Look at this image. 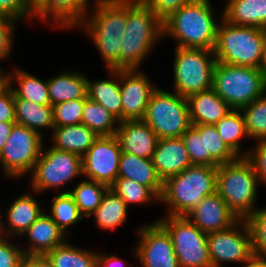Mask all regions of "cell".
<instances>
[{"label": "cell", "mask_w": 266, "mask_h": 267, "mask_svg": "<svg viewBox=\"0 0 266 267\" xmlns=\"http://www.w3.org/2000/svg\"><path fill=\"white\" fill-rule=\"evenodd\" d=\"M77 28L92 39L106 69L121 70V49L127 23V0H94Z\"/></svg>", "instance_id": "obj_1"}, {"label": "cell", "mask_w": 266, "mask_h": 267, "mask_svg": "<svg viewBox=\"0 0 266 267\" xmlns=\"http://www.w3.org/2000/svg\"><path fill=\"white\" fill-rule=\"evenodd\" d=\"M210 0H195L163 21V38H173L176 47L213 50L220 19ZM216 18V19H215Z\"/></svg>", "instance_id": "obj_2"}, {"label": "cell", "mask_w": 266, "mask_h": 267, "mask_svg": "<svg viewBox=\"0 0 266 267\" xmlns=\"http://www.w3.org/2000/svg\"><path fill=\"white\" fill-rule=\"evenodd\" d=\"M163 39V22L142 0H127V23L121 49V70L139 69L155 42Z\"/></svg>", "instance_id": "obj_3"}, {"label": "cell", "mask_w": 266, "mask_h": 267, "mask_svg": "<svg viewBox=\"0 0 266 267\" xmlns=\"http://www.w3.org/2000/svg\"><path fill=\"white\" fill-rule=\"evenodd\" d=\"M217 191V167L190 165L163 183L159 203L171 216H186L204 197Z\"/></svg>", "instance_id": "obj_4"}, {"label": "cell", "mask_w": 266, "mask_h": 267, "mask_svg": "<svg viewBox=\"0 0 266 267\" xmlns=\"http://www.w3.org/2000/svg\"><path fill=\"white\" fill-rule=\"evenodd\" d=\"M265 37L263 28L229 24L222 18L213 49L215 59L228 65L260 69Z\"/></svg>", "instance_id": "obj_5"}, {"label": "cell", "mask_w": 266, "mask_h": 267, "mask_svg": "<svg viewBox=\"0 0 266 267\" xmlns=\"http://www.w3.org/2000/svg\"><path fill=\"white\" fill-rule=\"evenodd\" d=\"M259 181L245 158L217 167V192L238 219H247L257 208Z\"/></svg>", "instance_id": "obj_6"}, {"label": "cell", "mask_w": 266, "mask_h": 267, "mask_svg": "<svg viewBox=\"0 0 266 267\" xmlns=\"http://www.w3.org/2000/svg\"><path fill=\"white\" fill-rule=\"evenodd\" d=\"M212 88L232 109L240 110L266 92V75L259 68L216 62Z\"/></svg>", "instance_id": "obj_7"}, {"label": "cell", "mask_w": 266, "mask_h": 267, "mask_svg": "<svg viewBox=\"0 0 266 267\" xmlns=\"http://www.w3.org/2000/svg\"><path fill=\"white\" fill-rule=\"evenodd\" d=\"M173 91L188 98L213 87V71L217 60L213 50L175 47Z\"/></svg>", "instance_id": "obj_8"}, {"label": "cell", "mask_w": 266, "mask_h": 267, "mask_svg": "<svg viewBox=\"0 0 266 267\" xmlns=\"http://www.w3.org/2000/svg\"><path fill=\"white\" fill-rule=\"evenodd\" d=\"M143 120L159 139L181 137L192 126L187 98L160 87L153 91Z\"/></svg>", "instance_id": "obj_9"}, {"label": "cell", "mask_w": 266, "mask_h": 267, "mask_svg": "<svg viewBox=\"0 0 266 267\" xmlns=\"http://www.w3.org/2000/svg\"><path fill=\"white\" fill-rule=\"evenodd\" d=\"M157 222L171 237L179 267H212L207 234L187 216L166 215Z\"/></svg>", "instance_id": "obj_10"}, {"label": "cell", "mask_w": 266, "mask_h": 267, "mask_svg": "<svg viewBox=\"0 0 266 267\" xmlns=\"http://www.w3.org/2000/svg\"><path fill=\"white\" fill-rule=\"evenodd\" d=\"M32 174V175H31ZM82 175V157L76 153L57 150L43 146L40 157L34 165L31 178V189L35 194L57 189L67 182Z\"/></svg>", "instance_id": "obj_11"}, {"label": "cell", "mask_w": 266, "mask_h": 267, "mask_svg": "<svg viewBox=\"0 0 266 267\" xmlns=\"http://www.w3.org/2000/svg\"><path fill=\"white\" fill-rule=\"evenodd\" d=\"M43 139V135L38 132L15 123L0 152V163L5 177L19 179L30 174L45 146Z\"/></svg>", "instance_id": "obj_12"}, {"label": "cell", "mask_w": 266, "mask_h": 267, "mask_svg": "<svg viewBox=\"0 0 266 267\" xmlns=\"http://www.w3.org/2000/svg\"><path fill=\"white\" fill-rule=\"evenodd\" d=\"M208 254L212 267L240 263L252 255V234L246 219H239L225 230L207 234Z\"/></svg>", "instance_id": "obj_13"}, {"label": "cell", "mask_w": 266, "mask_h": 267, "mask_svg": "<svg viewBox=\"0 0 266 267\" xmlns=\"http://www.w3.org/2000/svg\"><path fill=\"white\" fill-rule=\"evenodd\" d=\"M121 154L115 135L99 136L82 156V177L110 187L118 177Z\"/></svg>", "instance_id": "obj_14"}, {"label": "cell", "mask_w": 266, "mask_h": 267, "mask_svg": "<svg viewBox=\"0 0 266 267\" xmlns=\"http://www.w3.org/2000/svg\"><path fill=\"white\" fill-rule=\"evenodd\" d=\"M137 233L133 252L143 267H179L171 237L157 221L143 224Z\"/></svg>", "instance_id": "obj_15"}, {"label": "cell", "mask_w": 266, "mask_h": 267, "mask_svg": "<svg viewBox=\"0 0 266 267\" xmlns=\"http://www.w3.org/2000/svg\"><path fill=\"white\" fill-rule=\"evenodd\" d=\"M140 69L119 70L122 121L142 120L157 86Z\"/></svg>", "instance_id": "obj_16"}, {"label": "cell", "mask_w": 266, "mask_h": 267, "mask_svg": "<svg viewBox=\"0 0 266 267\" xmlns=\"http://www.w3.org/2000/svg\"><path fill=\"white\" fill-rule=\"evenodd\" d=\"M186 216L206 234L228 229L239 220L217 191L204 197Z\"/></svg>", "instance_id": "obj_17"}, {"label": "cell", "mask_w": 266, "mask_h": 267, "mask_svg": "<svg viewBox=\"0 0 266 267\" xmlns=\"http://www.w3.org/2000/svg\"><path fill=\"white\" fill-rule=\"evenodd\" d=\"M90 0H45L34 13L36 20L52 23L56 29H73L78 26L88 11Z\"/></svg>", "instance_id": "obj_18"}, {"label": "cell", "mask_w": 266, "mask_h": 267, "mask_svg": "<svg viewBox=\"0 0 266 267\" xmlns=\"http://www.w3.org/2000/svg\"><path fill=\"white\" fill-rule=\"evenodd\" d=\"M115 136L122 152L147 159H152L159 140L143 119L119 122Z\"/></svg>", "instance_id": "obj_19"}, {"label": "cell", "mask_w": 266, "mask_h": 267, "mask_svg": "<svg viewBox=\"0 0 266 267\" xmlns=\"http://www.w3.org/2000/svg\"><path fill=\"white\" fill-rule=\"evenodd\" d=\"M38 200L30 193L15 198L6 210V223L0 217V235L21 237L22 234L44 212ZM5 224V225H4Z\"/></svg>", "instance_id": "obj_20"}, {"label": "cell", "mask_w": 266, "mask_h": 267, "mask_svg": "<svg viewBox=\"0 0 266 267\" xmlns=\"http://www.w3.org/2000/svg\"><path fill=\"white\" fill-rule=\"evenodd\" d=\"M152 162L163 183L192 165L181 137L159 139Z\"/></svg>", "instance_id": "obj_21"}, {"label": "cell", "mask_w": 266, "mask_h": 267, "mask_svg": "<svg viewBox=\"0 0 266 267\" xmlns=\"http://www.w3.org/2000/svg\"><path fill=\"white\" fill-rule=\"evenodd\" d=\"M24 235H27L29 240L27 248L22 247L25 255H46L69 238L46 210L22 234Z\"/></svg>", "instance_id": "obj_22"}, {"label": "cell", "mask_w": 266, "mask_h": 267, "mask_svg": "<svg viewBox=\"0 0 266 267\" xmlns=\"http://www.w3.org/2000/svg\"><path fill=\"white\" fill-rule=\"evenodd\" d=\"M187 100L192 125H215L233 110L213 88L192 94Z\"/></svg>", "instance_id": "obj_23"}, {"label": "cell", "mask_w": 266, "mask_h": 267, "mask_svg": "<svg viewBox=\"0 0 266 267\" xmlns=\"http://www.w3.org/2000/svg\"><path fill=\"white\" fill-rule=\"evenodd\" d=\"M118 177L136 181L149 187L159 198L163 192V182L159 178L152 159L122 152Z\"/></svg>", "instance_id": "obj_24"}, {"label": "cell", "mask_w": 266, "mask_h": 267, "mask_svg": "<svg viewBox=\"0 0 266 267\" xmlns=\"http://www.w3.org/2000/svg\"><path fill=\"white\" fill-rule=\"evenodd\" d=\"M112 79L94 80L87 77V97L105 107L119 122H122V99L119 70L108 69Z\"/></svg>", "instance_id": "obj_25"}, {"label": "cell", "mask_w": 266, "mask_h": 267, "mask_svg": "<svg viewBox=\"0 0 266 267\" xmlns=\"http://www.w3.org/2000/svg\"><path fill=\"white\" fill-rule=\"evenodd\" d=\"M47 84L51 106L87 97V76L82 72L63 71L53 78H48Z\"/></svg>", "instance_id": "obj_26"}, {"label": "cell", "mask_w": 266, "mask_h": 267, "mask_svg": "<svg viewBox=\"0 0 266 267\" xmlns=\"http://www.w3.org/2000/svg\"><path fill=\"white\" fill-rule=\"evenodd\" d=\"M229 24L266 28V0H227L222 12Z\"/></svg>", "instance_id": "obj_27"}, {"label": "cell", "mask_w": 266, "mask_h": 267, "mask_svg": "<svg viewBox=\"0 0 266 267\" xmlns=\"http://www.w3.org/2000/svg\"><path fill=\"white\" fill-rule=\"evenodd\" d=\"M52 131L50 135L52 140L51 147L61 151L76 153L81 157L99 137L82 123L54 127Z\"/></svg>", "instance_id": "obj_28"}, {"label": "cell", "mask_w": 266, "mask_h": 267, "mask_svg": "<svg viewBox=\"0 0 266 267\" xmlns=\"http://www.w3.org/2000/svg\"><path fill=\"white\" fill-rule=\"evenodd\" d=\"M12 70V74L8 73V84L13 90L14 98L25 99L40 105H50L47 79H39L17 66ZM15 83L19 88L14 87Z\"/></svg>", "instance_id": "obj_29"}, {"label": "cell", "mask_w": 266, "mask_h": 267, "mask_svg": "<svg viewBox=\"0 0 266 267\" xmlns=\"http://www.w3.org/2000/svg\"><path fill=\"white\" fill-rule=\"evenodd\" d=\"M14 107L17 124L26 126L43 136L44 129L51 131L54 129L53 106L40 105L25 99L14 98Z\"/></svg>", "instance_id": "obj_30"}, {"label": "cell", "mask_w": 266, "mask_h": 267, "mask_svg": "<svg viewBox=\"0 0 266 267\" xmlns=\"http://www.w3.org/2000/svg\"><path fill=\"white\" fill-rule=\"evenodd\" d=\"M127 212V204L118 194L108 188L103 195L101 204L90 216H94L99 229L113 232L126 222Z\"/></svg>", "instance_id": "obj_31"}, {"label": "cell", "mask_w": 266, "mask_h": 267, "mask_svg": "<svg viewBox=\"0 0 266 267\" xmlns=\"http://www.w3.org/2000/svg\"><path fill=\"white\" fill-rule=\"evenodd\" d=\"M203 136L205 144V166L219 165L236 161L239 157L223 142L215 125H193Z\"/></svg>", "instance_id": "obj_32"}, {"label": "cell", "mask_w": 266, "mask_h": 267, "mask_svg": "<svg viewBox=\"0 0 266 267\" xmlns=\"http://www.w3.org/2000/svg\"><path fill=\"white\" fill-rule=\"evenodd\" d=\"M97 254L72 245L68 240L50 250L46 256L54 267H97Z\"/></svg>", "instance_id": "obj_33"}, {"label": "cell", "mask_w": 266, "mask_h": 267, "mask_svg": "<svg viewBox=\"0 0 266 267\" xmlns=\"http://www.w3.org/2000/svg\"><path fill=\"white\" fill-rule=\"evenodd\" d=\"M81 123L97 136H113L118 128L119 120L105 107L86 97Z\"/></svg>", "instance_id": "obj_34"}, {"label": "cell", "mask_w": 266, "mask_h": 267, "mask_svg": "<svg viewBox=\"0 0 266 267\" xmlns=\"http://www.w3.org/2000/svg\"><path fill=\"white\" fill-rule=\"evenodd\" d=\"M219 136L223 142L238 156L245 157L242 151V139L248 138L245 120L241 110H232L215 124ZM241 139V140H240Z\"/></svg>", "instance_id": "obj_35"}, {"label": "cell", "mask_w": 266, "mask_h": 267, "mask_svg": "<svg viewBox=\"0 0 266 267\" xmlns=\"http://www.w3.org/2000/svg\"><path fill=\"white\" fill-rule=\"evenodd\" d=\"M109 187L103 183L84 179L76 184L73 189H62L63 193H69L77 204L80 213L89 217L101 204L103 195Z\"/></svg>", "instance_id": "obj_36"}, {"label": "cell", "mask_w": 266, "mask_h": 267, "mask_svg": "<svg viewBox=\"0 0 266 267\" xmlns=\"http://www.w3.org/2000/svg\"><path fill=\"white\" fill-rule=\"evenodd\" d=\"M52 201L48 215L69 236L68 227L77 224L84 216L69 193L57 192Z\"/></svg>", "instance_id": "obj_37"}, {"label": "cell", "mask_w": 266, "mask_h": 267, "mask_svg": "<svg viewBox=\"0 0 266 267\" xmlns=\"http://www.w3.org/2000/svg\"><path fill=\"white\" fill-rule=\"evenodd\" d=\"M109 188L121 197L128 208L130 204L160 202V198L149 187L131 179L117 177Z\"/></svg>", "instance_id": "obj_38"}, {"label": "cell", "mask_w": 266, "mask_h": 267, "mask_svg": "<svg viewBox=\"0 0 266 267\" xmlns=\"http://www.w3.org/2000/svg\"><path fill=\"white\" fill-rule=\"evenodd\" d=\"M240 110L245 120L248 139L266 140V92Z\"/></svg>", "instance_id": "obj_39"}, {"label": "cell", "mask_w": 266, "mask_h": 267, "mask_svg": "<svg viewBox=\"0 0 266 267\" xmlns=\"http://www.w3.org/2000/svg\"><path fill=\"white\" fill-rule=\"evenodd\" d=\"M246 221L252 234L253 255L266 257V206L257 208Z\"/></svg>", "instance_id": "obj_40"}, {"label": "cell", "mask_w": 266, "mask_h": 267, "mask_svg": "<svg viewBox=\"0 0 266 267\" xmlns=\"http://www.w3.org/2000/svg\"><path fill=\"white\" fill-rule=\"evenodd\" d=\"M85 99H76L53 106L55 127L71 126L81 123Z\"/></svg>", "instance_id": "obj_41"}, {"label": "cell", "mask_w": 266, "mask_h": 267, "mask_svg": "<svg viewBox=\"0 0 266 267\" xmlns=\"http://www.w3.org/2000/svg\"><path fill=\"white\" fill-rule=\"evenodd\" d=\"M181 138L192 165L205 166L204 136L192 125Z\"/></svg>", "instance_id": "obj_42"}, {"label": "cell", "mask_w": 266, "mask_h": 267, "mask_svg": "<svg viewBox=\"0 0 266 267\" xmlns=\"http://www.w3.org/2000/svg\"><path fill=\"white\" fill-rule=\"evenodd\" d=\"M35 10L28 0H0V16H6L15 20H34Z\"/></svg>", "instance_id": "obj_43"}, {"label": "cell", "mask_w": 266, "mask_h": 267, "mask_svg": "<svg viewBox=\"0 0 266 267\" xmlns=\"http://www.w3.org/2000/svg\"><path fill=\"white\" fill-rule=\"evenodd\" d=\"M8 239L0 235V267H22L24 251Z\"/></svg>", "instance_id": "obj_44"}, {"label": "cell", "mask_w": 266, "mask_h": 267, "mask_svg": "<svg viewBox=\"0 0 266 267\" xmlns=\"http://www.w3.org/2000/svg\"><path fill=\"white\" fill-rule=\"evenodd\" d=\"M256 142L253 148L245 151V158L252 164L259 184L266 185V140Z\"/></svg>", "instance_id": "obj_45"}, {"label": "cell", "mask_w": 266, "mask_h": 267, "mask_svg": "<svg viewBox=\"0 0 266 267\" xmlns=\"http://www.w3.org/2000/svg\"><path fill=\"white\" fill-rule=\"evenodd\" d=\"M17 20L0 16V61L9 58L13 51Z\"/></svg>", "instance_id": "obj_46"}, {"label": "cell", "mask_w": 266, "mask_h": 267, "mask_svg": "<svg viewBox=\"0 0 266 267\" xmlns=\"http://www.w3.org/2000/svg\"><path fill=\"white\" fill-rule=\"evenodd\" d=\"M163 22L173 12L195 0H142Z\"/></svg>", "instance_id": "obj_47"}, {"label": "cell", "mask_w": 266, "mask_h": 267, "mask_svg": "<svg viewBox=\"0 0 266 267\" xmlns=\"http://www.w3.org/2000/svg\"><path fill=\"white\" fill-rule=\"evenodd\" d=\"M0 122H15L14 93L9 84L0 90Z\"/></svg>", "instance_id": "obj_48"}, {"label": "cell", "mask_w": 266, "mask_h": 267, "mask_svg": "<svg viewBox=\"0 0 266 267\" xmlns=\"http://www.w3.org/2000/svg\"><path fill=\"white\" fill-rule=\"evenodd\" d=\"M125 263L124 259L115 254H97V267H133L132 264Z\"/></svg>", "instance_id": "obj_49"}, {"label": "cell", "mask_w": 266, "mask_h": 267, "mask_svg": "<svg viewBox=\"0 0 266 267\" xmlns=\"http://www.w3.org/2000/svg\"><path fill=\"white\" fill-rule=\"evenodd\" d=\"M22 267H54L46 255H24Z\"/></svg>", "instance_id": "obj_50"}, {"label": "cell", "mask_w": 266, "mask_h": 267, "mask_svg": "<svg viewBox=\"0 0 266 267\" xmlns=\"http://www.w3.org/2000/svg\"><path fill=\"white\" fill-rule=\"evenodd\" d=\"M15 123L16 122H0V152L4 148Z\"/></svg>", "instance_id": "obj_51"}, {"label": "cell", "mask_w": 266, "mask_h": 267, "mask_svg": "<svg viewBox=\"0 0 266 267\" xmlns=\"http://www.w3.org/2000/svg\"><path fill=\"white\" fill-rule=\"evenodd\" d=\"M242 264L244 265L243 267H266V257L252 255Z\"/></svg>", "instance_id": "obj_52"}, {"label": "cell", "mask_w": 266, "mask_h": 267, "mask_svg": "<svg viewBox=\"0 0 266 267\" xmlns=\"http://www.w3.org/2000/svg\"><path fill=\"white\" fill-rule=\"evenodd\" d=\"M260 70L266 75V37L263 44L262 58L260 62Z\"/></svg>", "instance_id": "obj_53"}, {"label": "cell", "mask_w": 266, "mask_h": 267, "mask_svg": "<svg viewBox=\"0 0 266 267\" xmlns=\"http://www.w3.org/2000/svg\"><path fill=\"white\" fill-rule=\"evenodd\" d=\"M0 67V90L8 85V73Z\"/></svg>", "instance_id": "obj_54"}, {"label": "cell", "mask_w": 266, "mask_h": 267, "mask_svg": "<svg viewBox=\"0 0 266 267\" xmlns=\"http://www.w3.org/2000/svg\"><path fill=\"white\" fill-rule=\"evenodd\" d=\"M45 0H28L31 7L36 10Z\"/></svg>", "instance_id": "obj_55"}]
</instances>
